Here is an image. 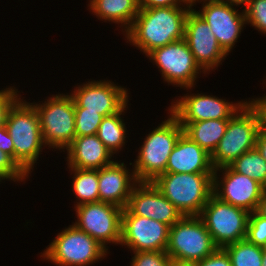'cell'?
I'll return each mask as SVG.
<instances>
[{"label": "cell", "mask_w": 266, "mask_h": 266, "mask_svg": "<svg viewBox=\"0 0 266 266\" xmlns=\"http://www.w3.org/2000/svg\"><path fill=\"white\" fill-rule=\"evenodd\" d=\"M187 7V8H186ZM191 5L140 9L126 31L127 40L144 54L184 38L185 21Z\"/></svg>", "instance_id": "6da1fadb"}, {"label": "cell", "mask_w": 266, "mask_h": 266, "mask_svg": "<svg viewBox=\"0 0 266 266\" xmlns=\"http://www.w3.org/2000/svg\"><path fill=\"white\" fill-rule=\"evenodd\" d=\"M22 100L19 99L9 111L5 126L14 144V161L29 176L42 146L46 145L36 108Z\"/></svg>", "instance_id": "7a4b0ae2"}, {"label": "cell", "mask_w": 266, "mask_h": 266, "mask_svg": "<svg viewBox=\"0 0 266 266\" xmlns=\"http://www.w3.org/2000/svg\"><path fill=\"white\" fill-rule=\"evenodd\" d=\"M213 174L164 173L152 183L183 216H199L213 194Z\"/></svg>", "instance_id": "3957f363"}, {"label": "cell", "mask_w": 266, "mask_h": 266, "mask_svg": "<svg viewBox=\"0 0 266 266\" xmlns=\"http://www.w3.org/2000/svg\"><path fill=\"white\" fill-rule=\"evenodd\" d=\"M183 133L179 120L170 112L169 118L146 136L133 165L138 182H153L165 173L169 155Z\"/></svg>", "instance_id": "277c9868"}, {"label": "cell", "mask_w": 266, "mask_h": 266, "mask_svg": "<svg viewBox=\"0 0 266 266\" xmlns=\"http://www.w3.org/2000/svg\"><path fill=\"white\" fill-rule=\"evenodd\" d=\"M218 247L200 216H182L170 227L166 253L172 260L195 263Z\"/></svg>", "instance_id": "5b68a950"}, {"label": "cell", "mask_w": 266, "mask_h": 266, "mask_svg": "<svg viewBox=\"0 0 266 266\" xmlns=\"http://www.w3.org/2000/svg\"><path fill=\"white\" fill-rule=\"evenodd\" d=\"M258 131V116L246 101L229 119L225 134L211 154L214 169L229 166L242 154L255 148Z\"/></svg>", "instance_id": "8992f818"}, {"label": "cell", "mask_w": 266, "mask_h": 266, "mask_svg": "<svg viewBox=\"0 0 266 266\" xmlns=\"http://www.w3.org/2000/svg\"><path fill=\"white\" fill-rule=\"evenodd\" d=\"M44 250L41 257L58 266H87L107 255V250L86 232L70 225Z\"/></svg>", "instance_id": "52a82bcc"}, {"label": "cell", "mask_w": 266, "mask_h": 266, "mask_svg": "<svg viewBox=\"0 0 266 266\" xmlns=\"http://www.w3.org/2000/svg\"><path fill=\"white\" fill-rule=\"evenodd\" d=\"M42 104H35L42 137L50 148L67 149L76 137L75 108L71 95L56 94Z\"/></svg>", "instance_id": "ba28073f"}, {"label": "cell", "mask_w": 266, "mask_h": 266, "mask_svg": "<svg viewBox=\"0 0 266 266\" xmlns=\"http://www.w3.org/2000/svg\"><path fill=\"white\" fill-rule=\"evenodd\" d=\"M250 212L220 200L212 194L200 218L218 248L244 240Z\"/></svg>", "instance_id": "9c48e42d"}, {"label": "cell", "mask_w": 266, "mask_h": 266, "mask_svg": "<svg viewBox=\"0 0 266 266\" xmlns=\"http://www.w3.org/2000/svg\"><path fill=\"white\" fill-rule=\"evenodd\" d=\"M77 222L73 225L86 232L106 250V243L120 244L122 208L107 202H92L75 206Z\"/></svg>", "instance_id": "30bf717a"}, {"label": "cell", "mask_w": 266, "mask_h": 266, "mask_svg": "<svg viewBox=\"0 0 266 266\" xmlns=\"http://www.w3.org/2000/svg\"><path fill=\"white\" fill-rule=\"evenodd\" d=\"M147 56L161 70L165 82L180 88L191 89L202 70L184 38L155 48Z\"/></svg>", "instance_id": "8fae6325"}, {"label": "cell", "mask_w": 266, "mask_h": 266, "mask_svg": "<svg viewBox=\"0 0 266 266\" xmlns=\"http://www.w3.org/2000/svg\"><path fill=\"white\" fill-rule=\"evenodd\" d=\"M170 226L151 218L131 214L122 210L120 245H126L133 252L166 251Z\"/></svg>", "instance_id": "7c38bea8"}, {"label": "cell", "mask_w": 266, "mask_h": 266, "mask_svg": "<svg viewBox=\"0 0 266 266\" xmlns=\"http://www.w3.org/2000/svg\"><path fill=\"white\" fill-rule=\"evenodd\" d=\"M184 39L204 74L218 67L228 55L219 45L209 25L194 9L186 17Z\"/></svg>", "instance_id": "4fadbf2b"}, {"label": "cell", "mask_w": 266, "mask_h": 266, "mask_svg": "<svg viewBox=\"0 0 266 266\" xmlns=\"http://www.w3.org/2000/svg\"><path fill=\"white\" fill-rule=\"evenodd\" d=\"M220 170L224 171L221 181L217 175ZM264 190L265 188L257 181L234 171L230 166L214 169L213 194L233 206L254 212Z\"/></svg>", "instance_id": "5bb4252c"}, {"label": "cell", "mask_w": 266, "mask_h": 266, "mask_svg": "<svg viewBox=\"0 0 266 266\" xmlns=\"http://www.w3.org/2000/svg\"><path fill=\"white\" fill-rule=\"evenodd\" d=\"M126 88L111 81L100 80L83 83L70 94L74 99V108H86L104 117L116 114L128 103Z\"/></svg>", "instance_id": "9a60e30c"}, {"label": "cell", "mask_w": 266, "mask_h": 266, "mask_svg": "<svg viewBox=\"0 0 266 266\" xmlns=\"http://www.w3.org/2000/svg\"><path fill=\"white\" fill-rule=\"evenodd\" d=\"M244 102L230 103L210 95L190 94L177 99L169 111L179 122H198L209 119H230L244 105Z\"/></svg>", "instance_id": "2e32d148"}, {"label": "cell", "mask_w": 266, "mask_h": 266, "mask_svg": "<svg viewBox=\"0 0 266 266\" xmlns=\"http://www.w3.org/2000/svg\"><path fill=\"white\" fill-rule=\"evenodd\" d=\"M202 1L201 12H196L206 21L219 45L228 54L237 42L244 24L247 25L244 10L239 13L233 4L215 0Z\"/></svg>", "instance_id": "e0dca14e"}, {"label": "cell", "mask_w": 266, "mask_h": 266, "mask_svg": "<svg viewBox=\"0 0 266 266\" xmlns=\"http://www.w3.org/2000/svg\"><path fill=\"white\" fill-rule=\"evenodd\" d=\"M126 209L131 214L151 218L170 227L183 216L152 182L135 185Z\"/></svg>", "instance_id": "ac0fdd59"}, {"label": "cell", "mask_w": 266, "mask_h": 266, "mask_svg": "<svg viewBox=\"0 0 266 266\" xmlns=\"http://www.w3.org/2000/svg\"><path fill=\"white\" fill-rule=\"evenodd\" d=\"M128 171L123 162L117 161L98 170L99 201L126 208L130 194L138 183L135 173Z\"/></svg>", "instance_id": "d6986e66"}, {"label": "cell", "mask_w": 266, "mask_h": 266, "mask_svg": "<svg viewBox=\"0 0 266 266\" xmlns=\"http://www.w3.org/2000/svg\"><path fill=\"white\" fill-rule=\"evenodd\" d=\"M165 173H214L211 155L183 133L169 155Z\"/></svg>", "instance_id": "ffe728a7"}, {"label": "cell", "mask_w": 266, "mask_h": 266, "mask_svg": "<svg viewBox=\"0 0 266 266\" xmlns=\"http://www.w3.org/2000/svg\"><path fill=\"white\" fill-rule=\"evenodd\" d=\"M66 151L69 168L99 170L113 162V154L96 134L75 137Z\"/></svg>", "instance_id": "44dd1931"}, {"label": "cell", "mask_w": 266, "mask_h": 266, "mask_svg": "<svg viewBox=\"0 0 266 266\" xmlns=\"http://www.w3.org/2000/svg\"><path fill=\"white\" fill-rule=\"evenodd\" d=\"M90 9L98 18L121 23L125 32L139 13L138 0H90Z\"/></svg>", "instance_id": "7402d4cb"}, {"label": "cell", "mask_w": 266, "mask_h": 266, "mask_svg": "<svg viewBox=\"0 0 266 266\" xmlns=\"http://www.w3.org/2000/svg\"><path fill=\"white\" fill-rule=\"evenodd\" d=\"M228 121L229 119H209L180 122V125L183 127L184 134L211 155L225 134Z\"/></svg>", "instance_id": "603a6c76"}, {"label": "cell", "mask_w": 266, "mask_h": 266, "mask_svg": "<svg viewBox=\"0 0 266 266\" xmlns=\"http://www.w3.org/2000/svg\"><path fill=\"white\" fill-rule=\"evenodd\" d=\"M127 106L126 104L116 114L104 117L96 133L97 137L113 155L125 145L127 129L121 115L128 108Z\"/></svg>", "instance_id": "cb8c5ba5"}, {"label": "cell", "mask_w": 266, "mask_h": 266, "mask_svg": "<svg viewBox=\"0 0 266 266\" xmlns=\"http://www.w3.org/2000/svg\"><path fill=\"white\" fill-rule=\"evenodd\" d=\"M74 173L72 188L79 199L76 206L99 201L98 170L69 168Z\"/></svg>", "instance_id": "d4e9b609"}, {"label": "cell", "mask_w": 266, "mask_h": 266, "mask_svg": "<svg viewBox=\"0 0 266 266\" xmlns=\"http://www.w3.org/2000/svg\"><path fill=\"white\" fill-rule=\"evenodd\" d=\"M229 166L234 171L257 181L266 189V160L256 147L242 154Z\"/></svg>", "instance_id": "484cf974"}, {"label": "cell", "mask_w": 266, "mask_h": 266, "mask_svg": "<svg viewBox=\"0 0 266 266\" xmlns=\"http://www.w3.org/2000/svg\"><path fill=\"white\" fill-rule=\"evenodd\" d=\"M232 266H262L264 248L248 242L246 239L224 247Z\"/></svg>", "instance_id": "4316f807"}, {"label": "cell", "mask_w": 266, "mask_h": 266, "mask_svg": "<svg viewBox=\"0 0 266 266\" xmlns=\"http://www.w3.org/2000/svg\"><path fill=\"white\" fill-rule=\"evenodd\" d=\"M104 116L86 108H75V134L76 137L95 135Z\"/></svg>", "instance_id": "83f0119b"}, {"label": "cell", "mask_w": 266, "mask_h": 266, "mask_svg": "<svg viewBox=\"0 0 266 266\" xmlns=\"http://www.w3.org/2000/svg\"><path fill=\"white\" fill-rule=\"evenodd\" d=\"M245 239L262 248L266 246V218L256 210L250 212Z\"/></svg>", "instance_id": "f1b7e54d"}, {"label": "cell", "mask_w": 266, "mask_h": 266, "mask_svg": "<svg viewBox=\"0 0 266 266\" xmlns=\"http://www.w3.org/2000/svg\"><path fill=\"white\" fill-rule=\"evenodd\" d=\"M244 7L246 22L266 34V0H249Z\"/></svg>", "instance_id": "f546056e"}, {"label": "cell", "mask_w": 266, "mask_h": 266, "mask_svg": "<svg viewBox=\"0 0 266 266\" xmlns=\"http://www.w3.org/2000/svg\"><path fill=\"white\" fill-rule=\"evenodd\" d=\"M130 266H170L171 257L166 251L134 252Z\"/></svg>", "instance_id": "4dcf8cb0"}, {"label": "cell", "mask_w": 266, "mask_h": 266, "mask_svg": "<svg viewBox=\"0 0 266 266\" xmlns=\"http://www.w3.org/2000/svg\"><path fill=\"white\" fill-rule=\"evenodd\" d=\"M28 175L6 153L0 150V178L15 181H24Z\"/></svg>", "instance_id": "1f68e13d"}, {"label": "cell", "mask_w": 266, "mask_h": 266, "mask_svg": "<svg viewBox=\"0 0 266 266\" xmlns=\"http://www.w3.org/2000/svg\"><path fill=\"white\" fill-rule=\"evenodd\" d=\"M17 92L13 87L0 90V127L5 126L9 111L21 99Z\"/></svg>", "instance_id": "d6a6232c"}, {"label": "cell", "mask_w": 266, "mask_h": 266, "mask_svg": "<svg viewBox=\"0 0 266 266\" xmlns=\"http://www.w3.org/2000/svg\"><path fill=\"white\" fill-rule=\"evenodd\" d=\"M194 264L195 266H232L231 259L224 248H217L209 256Z\"/></svg>", "instance_id": "836d02e7"}, {"label": "cell", "mask_w": 266, "mask_h": 266, "mask_svg": "<svg viewBox=\"0 0 266 266\" xmlns=\"http://www.w3.org/2000/svg\"><path fill=\"white\" fill-rule=\"evenodd\" d=\"M259 119V130L266 131V96L247 102Z\"/></svg>", "instance_id": "e575fe53"}, {"label": "cell", "mask_w": 266, "mask_h": 266, "mask_svg": "<svg viewBox=\"0 0 266 266\" xmlns=\"http://www.w3.org/2000/svg\"><path fill=\"white\" fill-rule=\"evenodd\" d=\"M181 2L184 3V5H190L185 0H138V6L139 9H151L156 7H181Z\"/></svg>", "instance_id": "d590c367"}, {"label": "cell", "mask_w": 266, "mask_h": 266, "mask_svg": "<svg viewBox=\"0 0 266 266\" xmlns=\"http://www.w3.org/2000/svg\"><path fill=\"white\" fill-rule=\"evenodd\" d=\"M0 150L8 154L14 160V144L6 126L0 127Z\"/></svg>", "instance_id": "8d00e7d4"}, {"label": "cell", "mask_w": 266, "mask_h": 266, "mask_svg": "<svg viewBox=\"0 0 266 266\" xmlns=\"http://www.w3.org/2000/svg\"><path fill=\"white\" fill-rule=\"evenodd\" d=\"M255 147L261 156L266 160V131H258Z\"/></svg>", "instance_id": "74e56055"}, {"label": "cell", "mask_w": 266, "mask_h": 266, "mask_svg": "<svg viewBox=\"0 0 266 266\" xmlns=\"http://www.w3.org/2000/svg\"><path fill=\"white\" fill-rule=\"evenodd\" d=\"M260 215L266 218V189L263 191L261 199L256 210Z\"/></svg>", "instance_id": "f35d334b"}, {"label": "cell", "mask_w": 266, "mask_h": 266, "mask_svg": "<svg viewBox=\"0 0 266 266\" xmlns=\"http://www.w3.org/2000/svg\"><path fill=\"white\" fill-rule=\"evenodd\" d=\"M215 1L225 2L227 4H233L236 6L244 4L246 6L249 0H215Z\"/></svg>", "instance_id": "ab89813d"}, {"label": "cell", "mask_w": 266, "mask_h": 266, "mask_svg": "<svg viewBox=\"0 0 266 266\" xmlns=\"http://www.w3.org/2000/svg\"><path fill=\"white\" fill-rule=\"evenodd\" d=\"M170 266H195L194 263H187V262H178L172 260L170 263Z\"/></svg>", "instance_id": "60d3db41"}, {"label": "cell", "mask_w": 266, "mask_h": 266, "mask_svg": "<svg viewBox=\"0 0 266 266\" xmlns=\"http://www.w3.org/2000/svg\"><path fill=\"white\" fill-rule=\"evenodd\" d=\"M262 266H266V250L263 251Z\"/></svg>", "instance_id": "b9f144b4"}, {"label": "cell", "mask_w": 266, "mask_h": 266, "mask_svg": "<svg viewBox=\"0 0 266 266\" xmlns=\"http://www.w3.org/2000/svg\"><path fill=\"white\" fill-rule=\"evenodd\" d=\"M188 4H190L191 6H193L196 1H199V0H185ZM201 1V0H200Z\"/></svg>", "instance_id": "7bdbcfd3"}]
</instances>
